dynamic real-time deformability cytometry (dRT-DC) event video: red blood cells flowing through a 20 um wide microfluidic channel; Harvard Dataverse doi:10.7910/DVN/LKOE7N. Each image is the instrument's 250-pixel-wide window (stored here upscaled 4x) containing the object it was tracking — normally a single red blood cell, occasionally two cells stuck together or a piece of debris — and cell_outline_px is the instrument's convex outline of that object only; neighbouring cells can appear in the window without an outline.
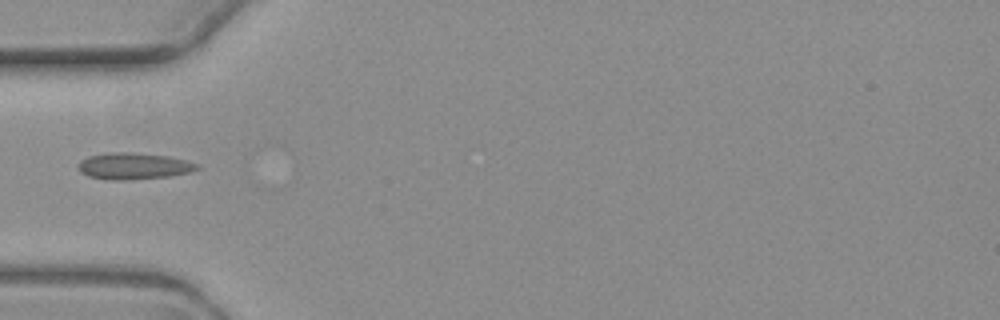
{"species": "common noctule bat (a hibernating species)", "species_latin": "Nyctalus noctula", "temperature_condition": "warm", "stored_images_in_passage": 4, "camera_frame_rate_fps": 3000, "um_per_image_px": 0.085, "animal": {"sex": "female", "body_mass_g": 19.3, "forearm_length_mm": 54.1}, "frame": {"image": 1, "passage_image": 4, "time_ms": 4.0, "image_size_px": [1000, 320], "cell_outline_px": [[200, 168], [188, 172], [168, 176], [128, 180], [108, 180], [88, 176], [80, 172], [80, 160], [88, 156], [112, 152], [132, 152], [168, 156], [200, 164]], "centroid_in_image_um": [11.36, 14.11], "position_along_channel_um": 73.6, "area_um2": 18.26}}